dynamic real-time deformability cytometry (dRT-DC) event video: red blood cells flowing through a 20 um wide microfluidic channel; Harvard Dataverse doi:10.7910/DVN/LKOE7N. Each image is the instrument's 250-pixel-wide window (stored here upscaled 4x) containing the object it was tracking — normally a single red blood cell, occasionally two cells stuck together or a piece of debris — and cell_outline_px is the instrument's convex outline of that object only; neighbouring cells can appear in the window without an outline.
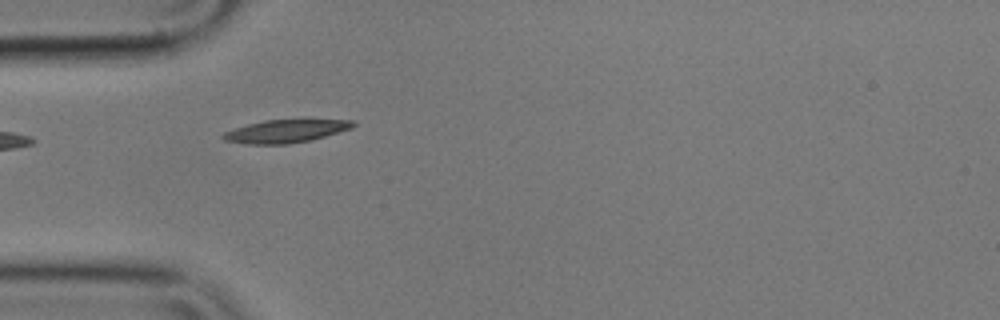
{"species": "common noctule bat (a hibernating species)", "species_latin": "Nyctalus noctula", "temperature_condition": "cold", "stored_images_in_passage": 8, "camera_frame_rate_fps": 3000, "um_per_image_px": 0.085, "animal": {"sex": "male", "body_mass_g": 17.9}, "frame": {"image": 1, "passage_image": 1, "time_ms": 0.0, "image_size_px": [1000, 320], "cell_outline_px": [[356, 124], [352, 128], [312, 140], [288, 144], [248, 144], [224, 140], [220, 136], [224, 132], [248, 124], [264, 120], [352, 120]], "centroid_in_image_um": [24.27, 11.15], "position_along_channel_um": 60.7, "area_um2": 17.22}}
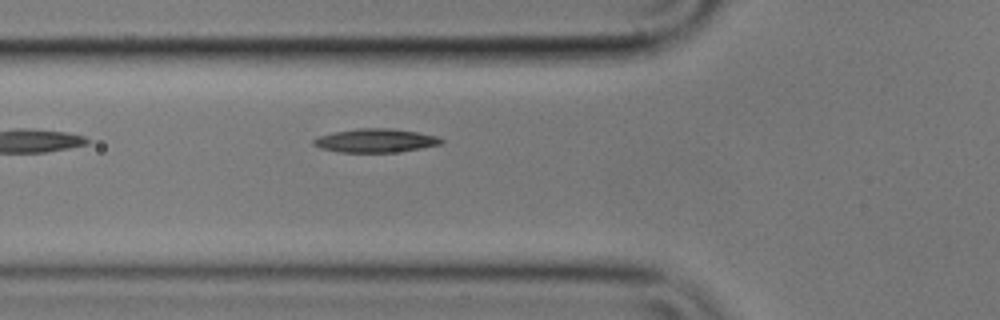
{"frame": {"image": 2, "passage_image": 4, "time_ms": 1.0, "image_size_px": [1000, 320], "cell_outline_px": [[444, 140], [440, 144], [420, 148], [396, 152], [340, 152], [320, 148], [312, 144], [312, 140], [316, 136], [336, 132], [360, 128], [392, 128], [420, 132], [440, 136]], "centroid_in_image_um": [31.93, 11.94], "position_along_channel_um": 93.9, "area_um2": 17.69}}